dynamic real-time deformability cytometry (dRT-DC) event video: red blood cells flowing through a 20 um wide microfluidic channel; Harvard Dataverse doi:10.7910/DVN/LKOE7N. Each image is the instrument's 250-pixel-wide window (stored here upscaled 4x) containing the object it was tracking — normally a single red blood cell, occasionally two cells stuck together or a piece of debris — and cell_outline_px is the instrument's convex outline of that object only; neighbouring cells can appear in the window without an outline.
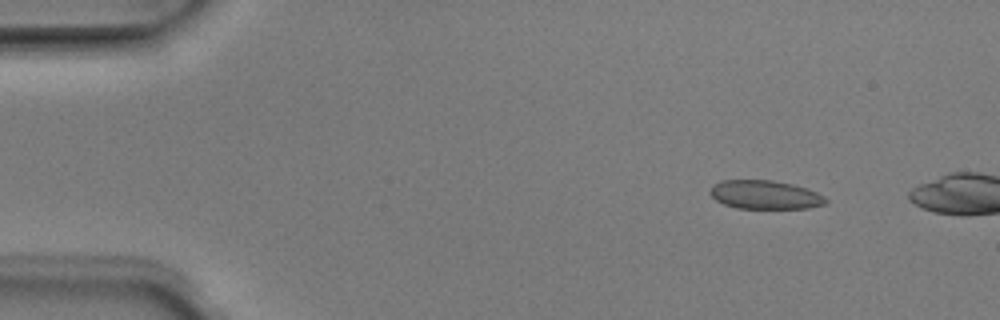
{"species": "Egyptian fruit bat (a non-hibernating species)", "species_latin": "Rousettus aegyptiacus", "temperature_condition": "room temperature", "stored_images_in_passage": 3, "camera_frame_rate_fps": 3000, "um_per_image_px": 0.085, "animal": {"sex": "male"}, "frame": {"image": 1, "passage_image": 1, "time_ms": 0.0, "image_size_px": [1000, 320], "cell_outline_px": [[828, 204], [808, 208], [736, 208], [724, 204], [716, 200], [708, 192], [712, 184], [720, 180], [772, 180], [792, 184], [808, 188], [824, 196], [828, 200]], "centroid_in_image_um": [65.02, 16.55], "position_along_channel_um": 20.0, "area_um2": 19.54}}